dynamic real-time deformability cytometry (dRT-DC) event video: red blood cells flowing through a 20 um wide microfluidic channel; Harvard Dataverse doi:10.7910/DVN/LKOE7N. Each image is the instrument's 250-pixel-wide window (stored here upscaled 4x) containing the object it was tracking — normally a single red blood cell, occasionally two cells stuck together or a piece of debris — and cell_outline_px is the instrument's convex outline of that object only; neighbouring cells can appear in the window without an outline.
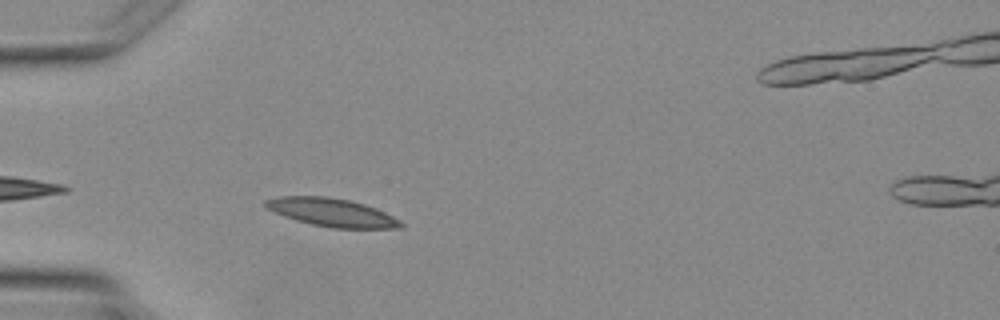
{"species": "Egyptian fruit bat (a non-hibernating species)", "species_latin": "Rousettus aegyptiacus", "temperature_condition": "warm", "stored_images_in_passage": 4, "camera_frame_rate_fps": 3000, "um_per_image_px": 0.085, "animal": {"sex": "female"}, "frame": {"image": 1, "passage_image": 3, "time_ms": 3.0, "image_size_px": [1000, 320], "cell_outline_px": [[404, 228], [332, 228], [312, 224], [296, 220], [284, 216], [264, 208], [264, 200], [280, 196], [328, 196], [348, 200], [364, 204], [376, 208], [400, 220], [404, 224]], "centroid_in_image_um": [28.19, 18.05], "position_along_channel_um": 56.8, "area_um2": 22.25}}